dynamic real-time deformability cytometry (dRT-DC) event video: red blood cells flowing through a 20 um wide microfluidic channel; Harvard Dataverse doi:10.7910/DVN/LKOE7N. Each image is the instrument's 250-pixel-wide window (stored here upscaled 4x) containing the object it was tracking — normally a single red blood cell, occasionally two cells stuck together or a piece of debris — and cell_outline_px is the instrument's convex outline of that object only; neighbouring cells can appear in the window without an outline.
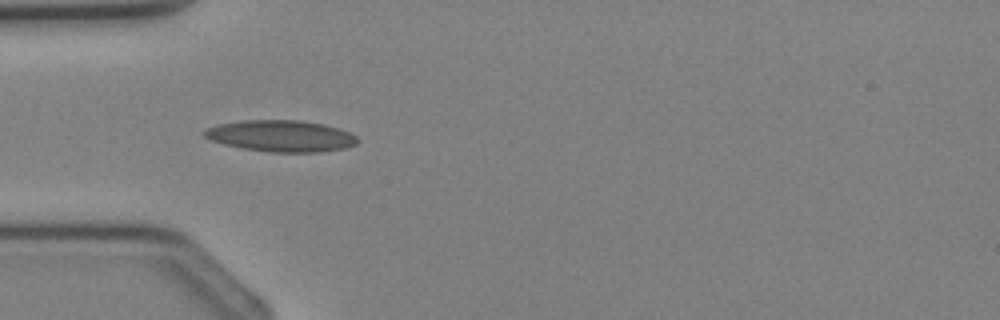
{"species": "Egyptian fruit bat (a non-hibernating species)", "species_latin": "Rousettus aegyptiacus", "temperature_condition": "cold", "stored_images_in_passage": 4, "camera_frame_rate_fps": 3000, "um_per_image_px": 0.085, "animal": {"sex": "female"}, "frame": {"image": 1, "passage_image": 3, "time_ms": 2.333, "image_size_px": [1000, 320], "cell_outline_px": [[360, 140], [356, 144], [344, 148], [320, 152], [268, 152], [240, 148], [224, 144], [212, 140], [204, 136], [200, 132], [204, 128], [216, 124], [240, 120], [300, 120], [324, 124], [348, 132], [356, 136]], "centroid_in_image_um": [23.82, 11.55], "position_along_channel_um": 61.2, "area_um2": 28.32}}
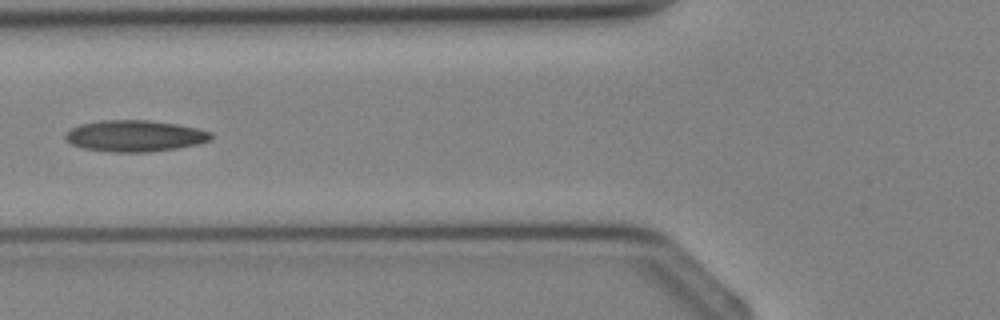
{"frame": {"image": 2, "passage_image": 4, "time_ms": 3.333, "image_size_px": [1000, 320], "cell_outline_px": [[212, 136], [208, 140], [196, 144], [176, 148], [148, 152], [112, 152], [84, 148], [72, 144], [64, 136], [72, 128], [80, 124], [100, 120], [148, 120], [176, 124], [196, 128], [212, 132]], "centroid_in_image_um": [11.45, 11.55], "position_along_channel_um": 114.3, "area_um2": 26.3}}